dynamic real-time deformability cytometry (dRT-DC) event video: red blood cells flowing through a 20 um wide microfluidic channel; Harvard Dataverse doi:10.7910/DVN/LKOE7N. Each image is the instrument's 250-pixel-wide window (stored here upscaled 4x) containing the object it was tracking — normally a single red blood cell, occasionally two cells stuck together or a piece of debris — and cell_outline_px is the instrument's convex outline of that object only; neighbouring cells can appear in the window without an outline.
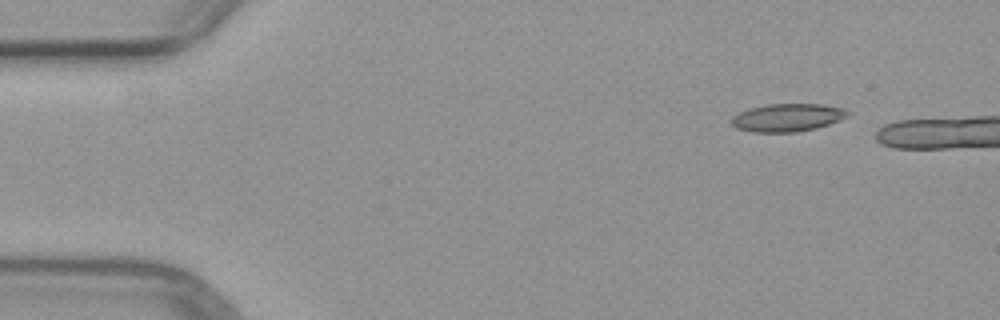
{"species": "common noctule bat (a hibernating species)", "species_latin": "Nyctalus noctula", "temperature_condition": "warm", "stored_images_in_passage": 4, "camera_frame_rate_fps": 3000, "um_per_image_px": 0.085, "animal": {"sex": "female", "body_mass_g": 29.2, "forearm_length_mm": 56.3}, "frame": {"image": 1, "passage_image": 1, "time_ms": 0.0, "image_size_px": [1000, 320], "cell_outline_px": [[848, 116], [840, 120], [816, 128], [796, 132], [752, 132], [736, 128], [732, 124], [732, 116], [748, 108], [768, 104], [820, 104], [844, 108], [848, 112]], "centroid_in_image_um": [66.92, 9.99], "position_along_channel_um": 18.1, "area_um2": 18.84}}